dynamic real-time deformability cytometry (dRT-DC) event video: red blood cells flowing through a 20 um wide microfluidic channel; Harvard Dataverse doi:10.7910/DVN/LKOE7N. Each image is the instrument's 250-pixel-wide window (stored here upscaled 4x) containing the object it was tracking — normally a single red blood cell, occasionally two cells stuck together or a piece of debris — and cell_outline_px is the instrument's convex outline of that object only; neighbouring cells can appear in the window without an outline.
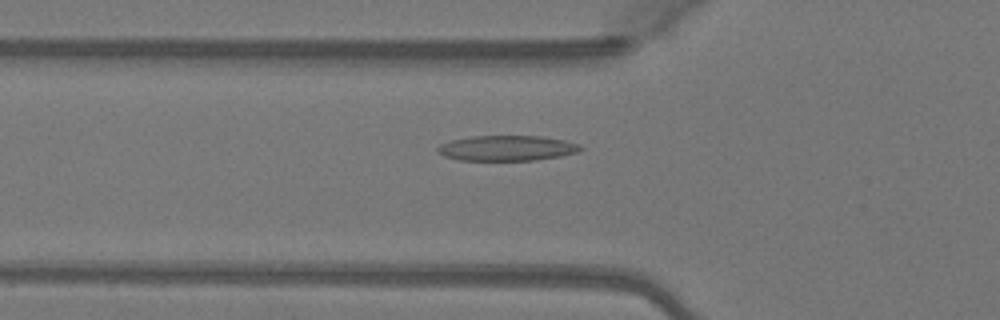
{"species": "Egyptian fruit bat (a non-hibernating species)", "species_latin": "Rousettus aegyptiacus", "temperature_condition": "warm", "stored_images_in_passage": 49, "camera_frame_rate_fps": 3000, "um_per_image_px": 0.085, "animal": {"sex": "female"}, "frame": {"image": 1, "passage_image": 17, "time_ms": 5.333, "image_size_px": [1000, 320], "cell_outline_px": [[584, 148], [576, 152], [560, 156], [536, 160], [460, 160], [444, 156], [436, 152], [436, 148], [440, 144], [452, 140], [472, 136], [540, 136], [564, 140], [576, 144]], "centroid_in_image_um": [43.04, 12.59], "position_along_channel_um": 82.8, "area_um2": 20.92}}
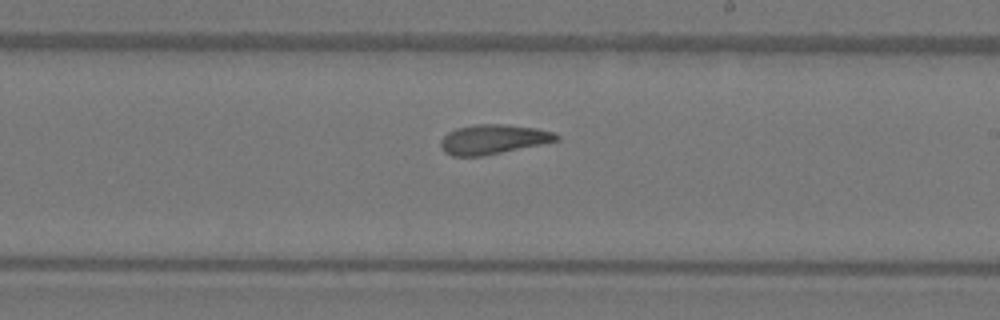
{"frame": {"image": 2, "passage_image": 29, "time_ms": 9.333, "image_size_px": [1000, 320], "cell_outline_px": [[560, 140], [484, 156], [452, 156], [444, 152], [440, 144], [440, 140], [448, 132], [456, 128], [472, 124], [504, 124], [536, 128], [552, 132], [560, 136]], "centroid_in_image_um": [41.89, 11.84], "position_along_channel_um": 247.1, "area_um2": 20.0}}
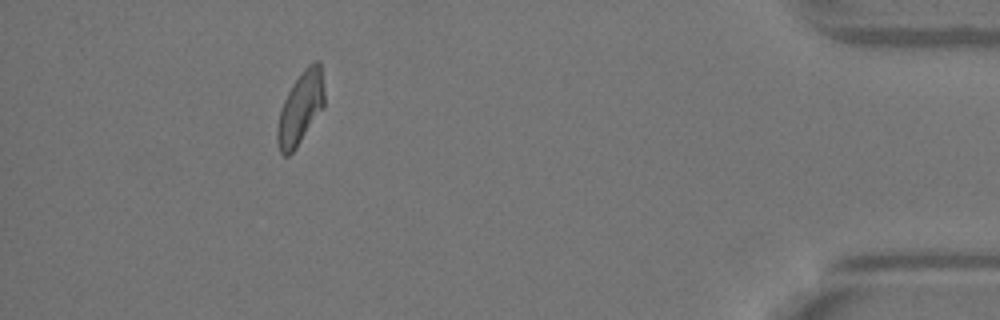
{"frame": {"image": 3, "passage_image": 45, "time_ms": 14.667, "image_size_px": [1000, 320], "cell_outline_px": [[324, 104], [296, 148], [288, 156], [284, 156], [280, 152], [276, 140], [276, 128], [280, 108], [292, 84], [304, 68], [308, 64], [316, 60], [320, 60], [324, 92]], "centroid_in_image_um": [25.51, 9.17], "position_along_channel_um": 409.7, "area_um2": 19.71}, "authors_computed_cell_mechanics": {"area_um2": 20.4034, "velocity_mm_per_s": 4.0756, "shape_relaxation_time_tau1_ms": 8.8266, "shape_relaxation_time_tau2_ms": 2.7564, "deformation_change_tau1": 0.2403, "deformation_change_tau2": 0.1137}}